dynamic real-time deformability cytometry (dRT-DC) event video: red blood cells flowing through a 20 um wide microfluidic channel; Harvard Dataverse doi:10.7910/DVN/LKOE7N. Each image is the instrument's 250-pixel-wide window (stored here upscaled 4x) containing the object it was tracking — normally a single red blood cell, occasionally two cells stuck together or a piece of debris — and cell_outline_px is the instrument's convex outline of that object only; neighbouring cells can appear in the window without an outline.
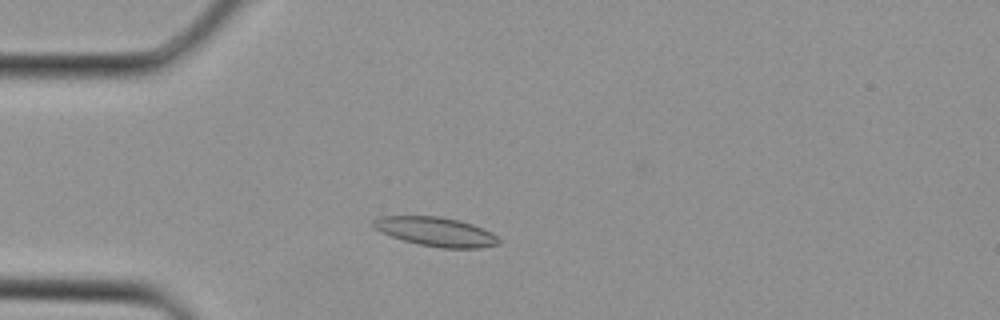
{"species": "Egyptian fruit bat (a non-hibernating species)", "species_latin": "Rousettus aegyptiacus", "temperature_condition": "cold", "stored_images_in_passage": 1, "camera_frame_rate_fps": 3000, "um_per_image_px": 0.085, "animal": {"sex": "female"}, "frame": {"image": 1, "passage_image": 1, "time_ms": 0.0, "image_size_px": [1000, 320], "cell_outline_px": [[500, 244], [480, 248], [440, 248], [420, 244], [404, 240], [380, 232], [372, 224], [372, 220], [380, 216], [440, 216], [460, 220], [472, 224], [496, 236], [500, 240]], "centroid_in_image_um": [37.03, 19.69], "position_along_channel_um": 48.0, "area_um2": 21.1}}